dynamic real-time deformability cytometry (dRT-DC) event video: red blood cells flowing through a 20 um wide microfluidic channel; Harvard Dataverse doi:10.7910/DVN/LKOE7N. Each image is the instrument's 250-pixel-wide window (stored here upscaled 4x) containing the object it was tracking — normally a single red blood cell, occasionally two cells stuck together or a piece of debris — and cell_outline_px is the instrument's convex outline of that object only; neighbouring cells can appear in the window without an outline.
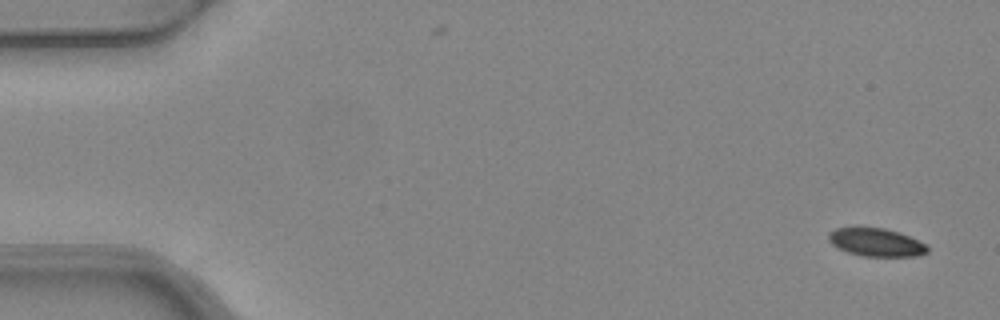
{"species": "common noctule bat (a hibernating species)", "species_latin": "Nyctalus noctula", "temperature_condition": "warm", "stored_images_in_passage": 5, "camera_frame_rate_fps": 3000, "um_per_image_px": 0.085, "animal": {"sex": "female", "body_mass_g": 24.6, "forearm_length_mm": 56.2}, "frame": {"image": 1, "passage_image": 1, "time_ms": 0.0, "image_size_px": [1000, 320], "cell_outline_px": [[928, 252], [916, 256], [864, 256], [848, 252], [832, 244], [828, 240], [828, 232], [836, 228], [884, 228], [900, 232], [924, 244], [928, 248]], "centroid_in_image_um": [74.45, 20.59], "position_along_channel_um": 10.5, "area_um2": 15.9}}
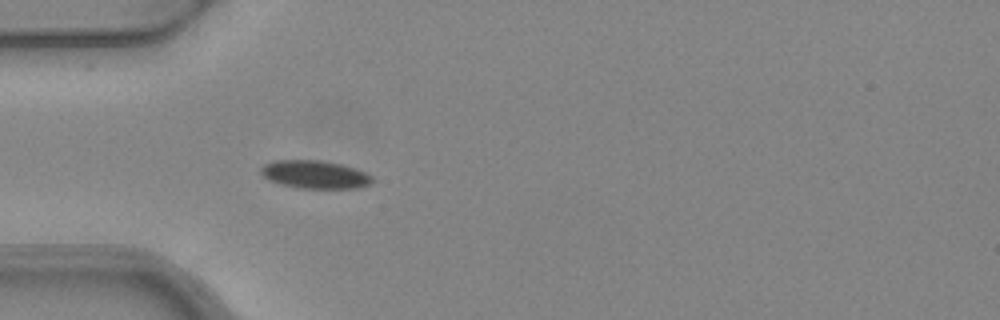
{"frame": {"image": 2, "passage_image": 5, "time_ms": 1.333, "image_size_px": [1000, 320], "cell_outline_px": [[376, 180], [372, 184], [360, 188], [296, 188], [280, 184], [268, 180], [260, 172], [260, 168], [264, 164], [272, 160], [320, 160], [340, 164], [364, 172], [372, 176]], "centroid_in_image_um": [26.76, 14.84], "position_along_channel_um": 58.2, "area_um2": 18.38}}